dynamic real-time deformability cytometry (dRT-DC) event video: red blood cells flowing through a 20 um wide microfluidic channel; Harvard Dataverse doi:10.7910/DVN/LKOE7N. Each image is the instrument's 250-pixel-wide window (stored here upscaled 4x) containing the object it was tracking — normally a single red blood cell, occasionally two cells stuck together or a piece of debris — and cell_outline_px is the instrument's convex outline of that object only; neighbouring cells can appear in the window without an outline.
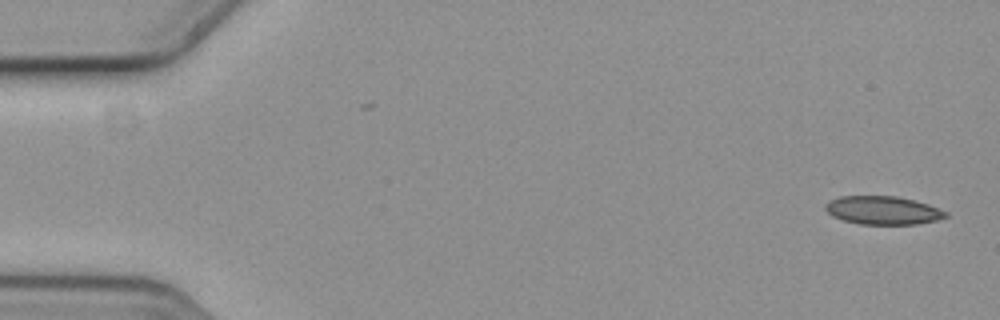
{"species": "common noctule bat (a hibernating species)", "species_latin": "Nyctalus noctula", "temperature_condition": "cold", "stored_images_in_passage": 49, "camera_frame_rate_fps": 3000, "um_per_image_px": 0.085, "animal": {"sex": "female", "body_mass_g": 19.3, "forearm_length_mm": 54.1}, "frame": {"image": 1, "passage_image": 1, "time_ms": 0.0, "image_size_px": [1000, 320], "cell_outline_px": [[948, 216], [936, 220], [916, 224], [860, 224], [844, 220], [832, 216], [824, 208], [828, 200], [840, 196], [896, 196], [928, 204], [948, 212]], "centroid_in_image_um": [75.03, 17.87], "position_along_channel_um": 10.0, "area_um2": 19.77}}
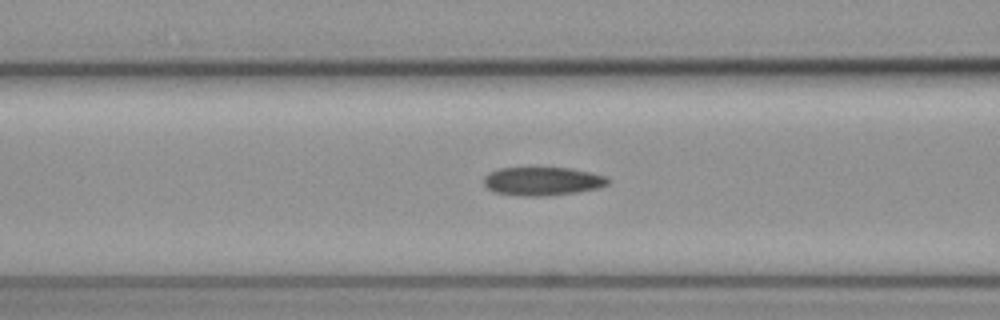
{"frame": {"image": 2, "passage_image": 22, "time_ms": 7.0, "image_size_px": [1000, 320], "cell_outline_px": [[608, 184], [600, 188], [576, 192], [548, 196], [520, 196], [492, 192], [484, 184], [484, 176], [488, 172], [500, 168], [568, 168], [588, 172], [604, 176], [608, 180]], "centroid_in_image_um": [46.06, 15.41], "position_along_channel_um": 120.5, "area_um2": 20.58}}
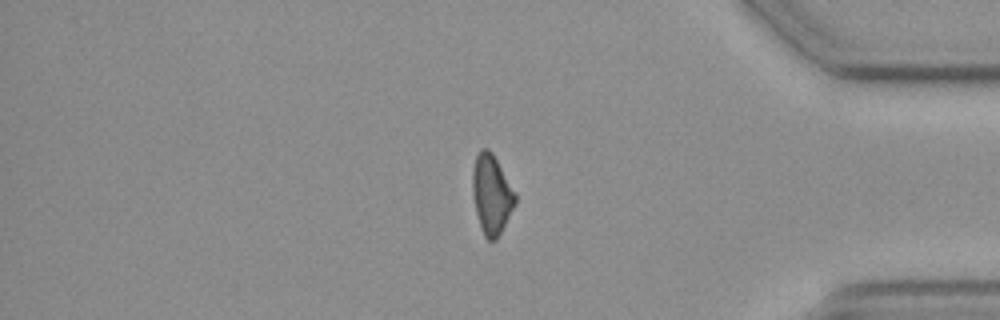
{"frame": {"image": 3, "passage_image": 47, "time_ms": 15.333, "image_size_px": [1000, 320], "cell_outline_px": [[516, 204], [496, 240], [488, 240], [484, 236], [480, 228], [476, 212], [472, 192], [472, 172], [476, 156], [480, 148], [488, 148], [492, 152], [516, 192]], "centroid_in_image_um": [41.78, 16.51], "position_along_channel_um": 393.4, "area_um2": 19.88}}